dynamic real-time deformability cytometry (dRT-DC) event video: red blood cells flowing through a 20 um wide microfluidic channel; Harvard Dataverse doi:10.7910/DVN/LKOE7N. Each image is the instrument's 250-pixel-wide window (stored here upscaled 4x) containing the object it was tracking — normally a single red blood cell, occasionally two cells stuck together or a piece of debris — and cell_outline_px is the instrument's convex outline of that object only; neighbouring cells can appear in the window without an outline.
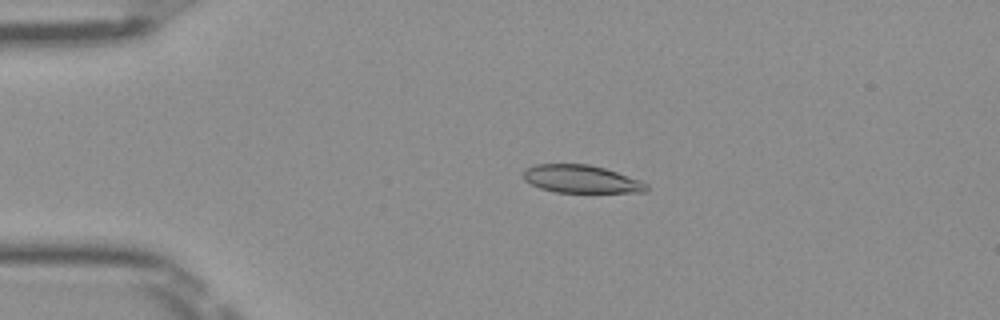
{"species": "Egyptian fruit bat (a non-hibernating species)", "species_latin": "Rousettus aegyptiacus", "temperature_condition": "room temperature", "stored_images_in_passage": 50, "camera_frame_rate_fps": 3000, "um_per_image_px": 0.085, "frame": {"image": 1, "passage_image": 10, "time_ms": 3.0, "image_size_px": [1000, 320], "cell_outline_px": [[648, 192], [556, 192], [540, 188], [524, 180], [524, 168], [536, 164], [588, 164], [604, 168], [640, 180], [648, 184]], "centroid_in_image_um": [49.4, 15.22], "position_along_channel_um": 35.6, "area_um2": 19.88}}
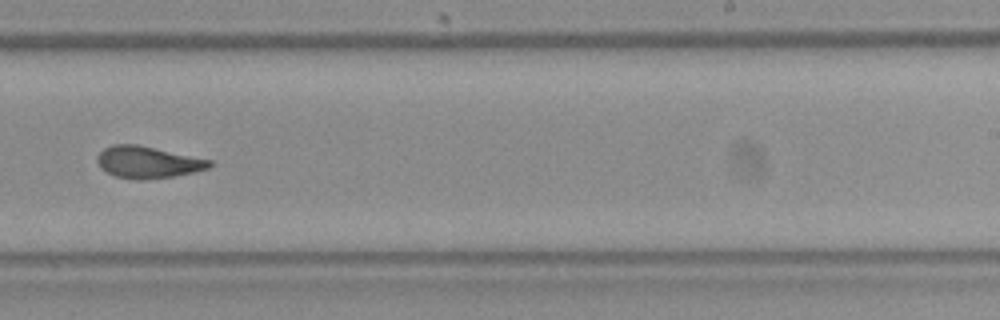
{"frame": {"image": 2, "passage_image": 31, "time_ms": 10.0, "image_size_px": [1000, 320], "cell_outline_px": [[216, 164], [208, 168], [196, 172], [172, 176], [144, 180], [136, 180], [116, 176], [100, 168], [96, 160], [96, 156], [104, 148], [112, 144], [136, 144], [212, 160]], "centroid_in_image_um": [12.57, 13.79], "position_along_channel_um": 276.4, "area_um2": 20.92}}
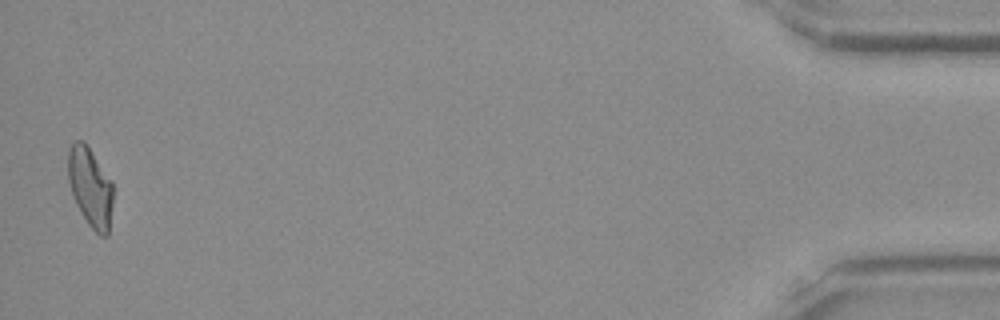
{"frame": {"image": 3, "passage_image": 49, "time_ms": 16.0, "image_size_px": [1000, 320], "cell_outline_px": [[112, 204], [108, 236], [100, 236], [88, 224], [80, 212], [72, 196], [68, 180], [68, 152], [72, 144], [76, 140], [84, 140], [112, 180]], "centroid_in_image_um": [7.67, 15.9], "position_along_channel_um": 427.5, "area_um2": 20.92}, "authors_computed_cell_mechanics": {"area_um2": 20.7502, "velocity_mm_per_s": 4.0133, "shape_relaxation_time_tau1_ms": 7.6352, "shape_relaxation_time_tau2_ms": 2.318, "deformation_change_tau1": 0.2332, "deformation_change_tau2": 0.091}}